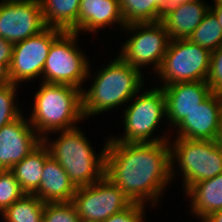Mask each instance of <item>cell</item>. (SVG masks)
Here are the masks:
<instances>
[{
    "instance_id": "6da1fadb",
    "label": "cell",
    "mask_w": 222,
    "mask_h": 222,
    "mask_svg": "<svg viewBox=\"0 0 222 222\" xmlns=\"http://www.w3.org/2000/svg\"><path fill=\"white\" fill-rule=\"evenodd\" d=\"M107 137L105 176L133 203L159 206L172 182L169 141L123 143Z\"/></svg>"
},
{
    "instance_id": "7a4b0ae2",
    "label": "cell",
    "mask_w": 222,
    "mask_h": 222,
    "mask_svg": "<svg viewBox=\"0 0 222 222\" xmlns=\"http://www.w3.org/2000/svg\"><path fill=\"white\" fill-rule=\"evenodd\" d=\"M111 60L104 67L101 65L95 69L94 76L91 75L93 70L90 63L86 81H93L88 89H82V112L85 120L122 108L145 87V73L124 62L118 55Z\"/></svg>"
},
{
    "instance_id": "3957f363",
    "label": "cell",
    "mask_w": 222,
    "mask_h": 222,
    "mask_svg": "<svg viewBox=\"0 0 222 222\" xmlns=\"http://www.w3.org/2000/svg\"><path fill=\"white\" fill-rule=\"evenodd\" d=\"M53 133L59 136L55 140L42 138V142L76 187L91 185L105 175L108 139H105L102 150L97 153L80 127Z\"/></svg>"
},
{
    "instance_id": "277c9868",
    "label": "cell",
    "mask_w": 222,
    "mask_h": 222,
    "mask_svg": "<svg viewBox=\"0 0 222 222\" xmlns=\"http://www.w3.org/2000/svg\"><path fill=\"white\" fill-rule=\"evenodd\" d=\"M35 91L30 124L41 138L53 132L70 130L85 121L82 112V90L71 85L41 82ZM51 134V135H50Z\"/></svg>"
},
{
    "instance_id": "5b68a950",
    "label": "cell",
    "mask_w": 222,
    "mask_h": 222,
    "mask_svg": "<svg viewBox=\"0 0 222 222\" xmlns=\"http://www.w3.org/2000/svg\"><path fill=\"white\" fill-rule=\"evenodd\" d=\"M152 85L142 88L124 107L122 113L123 135L112 136L115 142L158 143L169 141L170 133L157 135L158 128L166 121V100L162 88ZM144 90V91H143ZM135 98V99H134ZM163 119V120H162ZM165 119V120H164ZM157 132V133H156ZM156 133V135H154Z\"/></svg>"
},
{
    "instance_id": "8992f818",
    "label": "cell",
    "mask_w": 222,
    "mask_h": 222,
    "mask_svg": "<svg viewBox=\"0 0 222 222\" xmlns=\"http://www.w3.org/2000/svg\"><path fill=\"white\" fill-rule=\"evenodd\" d=\"M169 144L171 180L176 181L175 177L180 176L183 178V193L193 184L214 178L222 173V150L216 140L171 137Z\"/></svg>"
},
{
    "instance_id": "52a82bcc",
    "label": "cell",
    "mask_w": 222,
    "mask_h": 222,
    "mask_svg": "<svg viewBox=\"0 0 222 222\" xmlns=\"http://www.w3.org/2000/svg\"><path fill=\"white\" fill-rule=\"evenodd\" d=\"M129 34V38L121 44L120 53L117 55L132 67L143 69L145 67L157 73L160 69L170 38L161 21L127 24L122 32ZM131 35V36H130ZM153 67H151V66Z\"/></svg>"
},
{
    "instance_id": "ba28073f",
    "label": "cell",
    "mask_w": 222,
    "mask_h": 222,
    "mask_svg": "<svg viewBox=\"0 0 222 222\" xmlns=\"http://www.w3.org/2000/svg\"><path fill=\"white\" fill-rule=\"evenodd\" d=\"M78 40L79 33L63 32L52 43L43 67L42 82L84 88L90 60L77 44Z\"/></svg>"
},
{
    "instance_id": "9c48e42d",
    "label": "cell",
    "mask_w": 222,
    "mask_h": 222,
    "mask_svg": "<svg viewBox=\"0 0 222 222\" xmlns=\"http://www.w3.org/2000/svg\"><path fill=\"white\" fill-rule=\"evenodd\" d=\"M210 60L211 52L189 39L170 40L162 65L154 76L160 79L159 87L207 81Z\"/></svg>"
},
{
    "instance_id": "30bf717a",
    "label": "cell",
    "mask_w": 222,
    "mask_h": 222,
    "mask_svg": "<svg viewBox=\"0 0 222 222\" xmlns=\"http://www.w3.org/2000/svg\"><path fill=\"white\" fill-rule=\"evenodd\" d=\"M72 203L80 219L103 222L133 202L104 175L98 182L77 187Z\"/></svg>"
},
{
    "instance_id": "8fae6325",
    "label": "cell",
    "mask_w": 222,
    "mask_h": 222,
    "mask_svg": "<svg viewBox=\"0 0 222 222\" xmlns=\"http://www.w3.org/2000/svg\"><path fill=\"white\" fill-rule=\"evenodd\" d=\"M63 32L57 28L46 27L39 34L13 44L9 67L11 82L22 85L40 78L42 82L43 67L50 47Z\"/></svg>"
},
{
    "instance_id": "7c38bea8",
    "label": "cell",
    "mask_w": 222,
    "mask_h": 222,
    "mask_svg": "<svg viewBox=\"0 0 222 222\" xmlns=\"http://www.w3.org/2000/svg\"><path fill=\"white\" fill-rule=\"evenodd\" d=\"M46 28L39 0H0V37L12 44Z\"/></svg>"
},
{
    "instance_id": "4fadbf2b",
    "label": "cell",
    "mask_w": 222,
    "mask_h": 222,
    "mask_svg": "<svg viewBox=\"0 0 222 222\" xmlns=\"http://www.w3.org/2000/svg\"><path fill=\"white\" fill-rule=\"evenodd\" d=\"M222 125V94L212 92L174 129L173 138L216 140Z\"/></svg>"
},
{
    "instance_id": "5bb4252c",
    "label": "cell",
    "mask_w": 222,
    "mask_h": 222,
    "mask_svg": "<svg viewBox=\"0 0 222 222\" xmlns=\"http://www.w3.org/2000/svg\"><path fill=\"white\" fill-rule=\"evenodd\" d=\"M25 116L0 129V170H10L42 142Z\"/></svg>"
},
{
    "instance_id": "9a60e30c",
    "label": "cell",
    "mask_w": 222,
    "mask_h": 222,
    "mask_svg": "<svg viewBox=\"0 0 222 222\" xmlns=\"http://www.w3.org/2000/svg\"><path fill=\"white\" fill-rule=\"evenodd\" d=\"M166 100L167 132L174 133V128L211 93L207 81L179 82L160 87ZM171 126V127H170ZM171 130V131H170Z\"/></svg>"
},
{
    "instance_id": "2e32d148",
    "label": "cell",
    "mask_w": 222,
    "mask_h": 222,
    "mask_svg": "<svg viewBox=\"0 0 222 222\" xmlns=\"http://www.w3.org/2000/svg\"><path fill=\"white\" fill-rule=\"evenodd\" d=\"M108 26L112 30L114 26L120 31L126 26L119 0H80L77 33L86 35L90 32L97 35V32L101 33Z\"/></svg>"
},
{
    "instance_id": "e0dca14e",
    "label": "cell",
    "mask_w": 222,
    "mask_h": 222,
    "mask_svg": "<svg viewBox=\"0 0 222 222\" xmlns=\"http://www.w3.org/2000/svg\"><path fill=\"white\" fill-rule=\"evenodd\" d=\"M76 189L63 167L49 156L44 163L39 188L33 194L44 203L72 202Z\"/></svg>"
},
{
    "instance_id": "ac0fdd59",
    "label": "cell",
    "mask_w": 222,
    "mask_h": 222,
    "mask_svg": "<svg viewBox=\"0 0 222 222\" xmlns=\"http://www.w3.org/2000/svg\"><path fill=\"white\" fill-rule=\"evenodd\" d=\"M192 216L199 222L209 214L222 209V173L214 178L193 184L185 193Z\"/></svg>"
},
{
    "instance_id": "d6986e66",
    "label": "cell",
    "mask_w": 222,
    "mask_h": 222,
    "mask_svg": "<svg viewBox=\"0 0 222 222\" xmlns=\"http://www.w3.org/2000/svg\"><path fill=\"white\" fill-rule=\"evenodd\" d=\"M207 1L183 3L161 21L171 40L188 39L191 36L209 11L210 4Z\"/></svg>"
},
{
    "instance_id": "ffe728a7",
    "label": "cell",
    "mask_w": 222,
    "mask_h": 222,
    "mask_svg": "<svg viewBox=\"0 0 222 222\" xmlns=\"http://www.w3.org/2000/svg\"><path fill=\"white\" fill-rule=\"evenodd\" d=\"M49 156L47 147L41 142L31 153L10 169L25 194H33L39 188L44 163Z\"/></svg>"
},
{
    "instance_id": "44dd1931",
    "label": "cell",
    "mask_w": 222,
    "mask_h": 222,
    "mask_svg": "<svg viewBox=\"0 0 222 222\" xmlns=\"http://www.w3.org/2000/svg\"><path fill=\"white\" fill-rule=\"evenodd\" d=\"M46 27L77 32L80 0H39Z\"/></svg>"
},
{
    "instance_id": "7402d4cb",
    "label": "cell",
    "mask_w": 222,
    "mask_h": 222,
    "mask_svg": "<svg viewBox=\"0 0 222 222\" xmlns=\"http://www.w3.org/2000/svg\"><path fill=\"white\" fill-rule=\"evenodd\" d=\"M45 203L34 194H25L0 216L3 222H43Z\"/></svg>"
},
{
    "instance_id": "603a6c76",
    "label": "cell",
    "mask_w": 222,
    "mask_h": 222,
    "mask_svg": "<svg viewBox=\"0 0 222 222\" xmlns=\"http://www.w3.org/2000/svg\"><path fill=\"white\" fill-rule=\"evenodd\" d=\"M164 0H119L125 25L158 22L159 9Z\"/></svg>"
},
{
    "instance_id": "cb8c5ba5",
    "label": "cell",
    "mask_w": 222,
    "mask_h": 222,
    "mask_svg": "<svg viewBox=\"0 0 222 222\" xmlns=\"http://www.w3.org/2000/svg\"><path fill=\"white\" fill-rule=\"evenodd\" d=\"M188 39L210 52H213L222 45V28L210 10L205 14L200 25Z\"/></svg>"
},
{
    "instance_id": "d4e9b609",
    "label": "cell",
    "mask_w": 222,
    "mask_h": 222,
    "mask_svg": "<svg viewBox=\"0 0 222 222\" xmlns=\"http://www.w3.org/2000/svg\"><path fill=\"white\" fill-rule=\"evenodd\" d=\"M16 84H9L0 87V129L23 114L20 104L17 102L18 87Z\"/></svg>"
},
{
    "instance_id": "484cf974",
    "label": "cell",
    "mask_w": 222,
    "mask_h": 222,
    "mask_svg": "<svg viewBox=\"0 0 222 222\" xmlns=\"http://www.w3.org/2000/svg\"><path fill=\"white\" fill-rule=\"evenodd\" d=\"M25 195L11 170H0V214Z\"/></svg>"
},
{
    "instance_id": "4316f807",
    "label": "cell",
    "mask_w": 222,
    "mask_h": 222,
    "mask_svg": "<svg viewBox=\"0 0 222 222\" xmlns=\"http://www.w3.org/2000/svg\"><path fill=\"white\" fill-rule=\"evenodd\" d=\"M80 216L72 202L45 203L43 222H79Z\"/></svg>"
},
{
    "instance_id": "83f0119b",
    "label": "cell",
    "mask_w": 222,
    "mask_h": 222,
    "mask_svg": "<svg viewBox=\"0 0 222 222\" xmlns=\"http://www.w3.org/2000/svg\"><path fill=\"white\" fill-rule=\"evenodd\" d=\"M207 83L212 92L222 94V45L211 52Z\"/></svg>"
},
{
    "instance_id": "f1b7e54d",
    "label": "cell",
    "mask_w": 222,
    "mask_h": 222,
    "mask_svg": "<svg viewBox=\"0 0 222 222\" xmlns=\"http://www.w3.org/2000/svg\"><path fill=\"white\" fill-rule=\"evenodd\" d=\"M147 205L132 203L128 208L113 214L103 222H146Z\"/></svg>"
},
{
    "instance_id": "f546056e",
    "label": "cell",
    "mask_w": 222,
    "mask_h": 222,
    "mask_svg": "<svg viewBox=\"0 0 222 222\" xmlns=\"http://www.w3.org/2000/svg\"><path fill=\"white\" fill-rule=\"evenodd\" d=\"M197 0H164L159 9V21H162L168 14L175 11L179 5Z\"/></svg>"
},
{
    "instance_id": "4dcf8cb0",
    "label": "cell",
    "mask_w": 222,
    "mask_h": 222,
    "mask_svg": "<svg viewBox=\"0 0 222 222\" xmlns=\"http://www.w3.org/2000/svg\"><path fill=\"white\" fill-rule=\"evenodd\" d=\"M13 44L0 37V63L8 69L12 60Z\"/></svg>"
},
{
    "instance_id": "1f68e13d",
    "label": "cell",
    "mask_w": 222,
    "mask_h": 222,
    "mask_svg": "<svg viewBox=\"0 0 222 222\" xmlns=\"http://www.w3.org/2000/svg\"><path fill=\"white\" fill-rule=\"evenodd\" d=\"M11 83L9 69L4 64L0 63V87L7 86Z\"/></svg>"
},
{
    "instance_id": "d6a6232c",
    "label": "cell",
    "mask_w": 222,
    "mask_h": 222,
    "mask_svg": "<svg viewBox=\"0 0 222 222\" xmlns=\"http://www.w3.org/2000/svg\"><path fill=\"white\" fill-rule=\"evenodd\" d=\"M209 10L215 15L220 24V27L222 28V4L213 3L210 5Z\"/></svg>"
},
{
    "instance_id": "836d02e7",
    "label": "cell",
    "mask_w": 222,
    "mask_h": 222,
    "mask_svg": "<svg viewBox=\"0 0 222 222\" xmlns=\"http://www.w3.org/2000/svg\"><path fill=\"white\" fill-rule=\"evenodd\" d=\"M200 222H222V209L209 214Z\"/></svg>"
},
{
    "instance_id": "e575fe53",
    "label": "cell",
    "mask_w": 222,
    "mask_h": 222,
    "mask_svg": "<svg viewBox=\"0 0 222 222\" xmlns=\"http://www.w3.org/2000/svg\"><path fill=\"white\" fill-rule=\"evenodd\" d=\"M216 142H217L218 146L220 147V149L222 150V125L220 127V131L218 133Z\"/></svg>"
},
{
    "instance_id": "d590c367",
    "label": "cell",
    "mask_w": 222,
    "mask_h": 222,
    "mask_svg": "<svg viewBox=\"0 0 222 222\" xmlns=\"http://www.w3.org/2000/svg\"><path fill=\"white\" fill-rule=\"evenodd\" d=\"M79 222H97V221H88V220L80 219Z\"/></svg>"
},
{
    "instance_id": "8d00e7d4",
    "label": "cell",
    "mask_w": 222,
    "mask_h": 222,
    "mask_svg": "<svg viewBox=\"0 0 222 222\" xmlns=\"http://www.w3.org/2000/svg\"><path fill=\"white\" fill-rule=\"evenodd\" d=\"M213 3H221L222 4V0H212Z\"/></svg>"
}]
</instances>
